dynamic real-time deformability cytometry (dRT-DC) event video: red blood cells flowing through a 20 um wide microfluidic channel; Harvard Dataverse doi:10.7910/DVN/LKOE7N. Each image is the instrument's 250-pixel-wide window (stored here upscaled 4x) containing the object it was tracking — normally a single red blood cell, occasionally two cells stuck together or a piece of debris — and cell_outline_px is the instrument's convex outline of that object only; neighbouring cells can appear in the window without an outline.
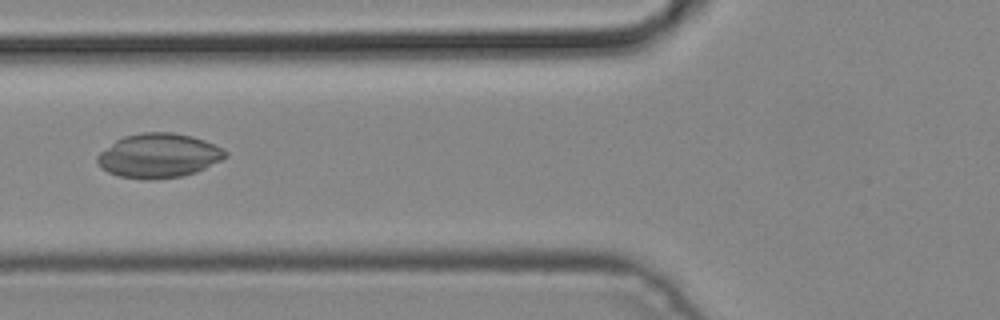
{"species": "common noctule bat (a hibernating species)", "species_latin": "Nyctalus noctula", "temperature_condition": "cold", "stored_images_in_passage": 6, "camera_frame_rate_fps": 3000, "um_per_image_px": 0.085, "animal": {"sex": "male", "body_mass_g": 19.2, "forearm_length_mm": 51.8}, "frame": {"image": 1, "passage_image": 6, "time_ms": 1.667, "image_size_px": [1000, 320], "cell_outline_px": [[228, 156], [196, 172], [184, 176], [152, 180], [144, 180], [120, 176], [108, 172], [100, 168], [96, 160], [96, 156], [100, 152], [116, 140], [124, 136], [140, 132], [172, 132], [192, 136], [204, 140], [224, 148], [228, 152]], "centroid_in_image_um": [13.48, 13.23], "position_along_channel_um": 112.3, "area_um2": 33.29}}